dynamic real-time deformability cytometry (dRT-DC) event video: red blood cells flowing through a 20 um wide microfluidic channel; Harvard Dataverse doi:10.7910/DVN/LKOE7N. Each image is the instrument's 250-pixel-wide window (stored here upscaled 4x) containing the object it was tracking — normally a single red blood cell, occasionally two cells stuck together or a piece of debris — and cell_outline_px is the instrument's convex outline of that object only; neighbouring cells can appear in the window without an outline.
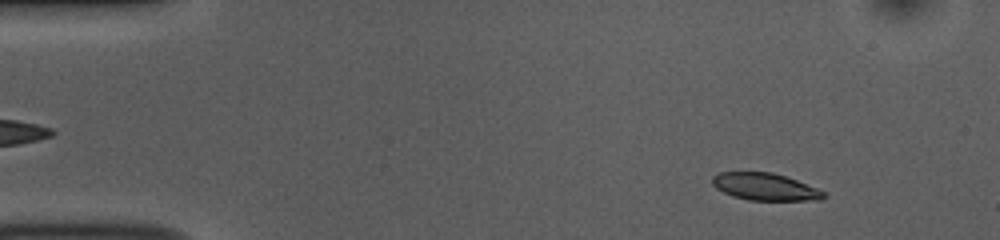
{"species": "common noctule bat (a hibernating species)", "species_latin": "Nyctalus noctula", "temperature_condition": "room temperature", "stored_images_in_passage": 51, "camera_frame_rate_fps": 3000, "um_per_image_px": 0.085, "animal": {"sex": "female", "body_mass_g": 10.0, "forearm_length_mm": 53.1}, "frame": {"image": 1, "passage_image": 5, "time_ms": 1.333, "image_size_px": [1000, 240], "cell_outline_px": [[824, 196], [820, 200], [748, 200], [732, 196], [716, 188], [712, 184], [712, 176], [720, 172], [772, 172], [796, 180], [816, 188], [824, 192]], "centroid_in_image_um": [64.98, 15.87], "position_along_channel_um": 20.0, "area_um2": 17.46}}
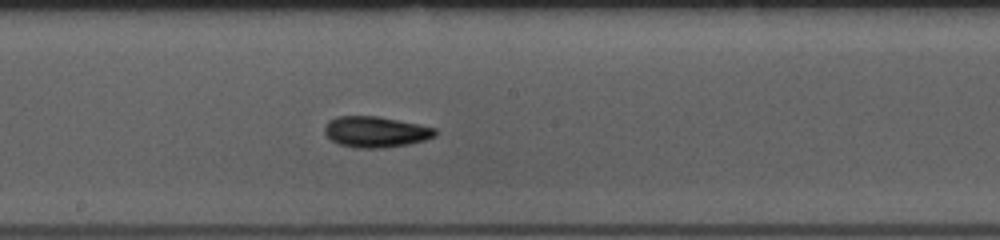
{"frame": {"image": 2, "passage_image": 27, "time_ms": 8.667, "image_size_px": [1000, 240], "cell_outline_px": [[436, 136], [424, 140], [408, 144], [384, 148], [356, 148], [340, 144], [332, 140], [324, 132], [324, 128], [328, 120], [336, 116], [376, 116], [420, 124], [436, 128]], "centroid_in_image_um": [31.93, 11.2], "position_along_channel_um": 216.3, "area_um2": 19.94}}
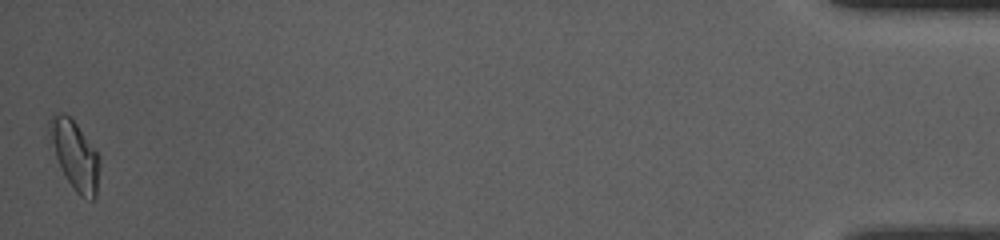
{"frame": {"image": 3, "passage_image": 51, "time_ms": 16.667, "image_size_px": [1000, 240], "cell_outline_px": [[100, 164], [96, 196], [92, 200], [80, 196], [76, 192], [68, 180], [56, 156], [48, 128], [48, 120], [56, 112], [64, 112], [76, 124], [100, 156]], "centroid_in_image_um": [6.39, 13.17], "position_along_channel_um": 428.8, "area_um2": 19.54}, "authors_computed_cell_mechanics": {"area_um2": 18.785, "velocity_mm_per_s": 3.8072, "shape_relaxation_time_tau1_ms": 3.9152, "shape_relaxation_time_tau2_ms": 3.7796, "deformation_change_tau1": 0.1124, "deformation_change_tau2": 0.0909}}